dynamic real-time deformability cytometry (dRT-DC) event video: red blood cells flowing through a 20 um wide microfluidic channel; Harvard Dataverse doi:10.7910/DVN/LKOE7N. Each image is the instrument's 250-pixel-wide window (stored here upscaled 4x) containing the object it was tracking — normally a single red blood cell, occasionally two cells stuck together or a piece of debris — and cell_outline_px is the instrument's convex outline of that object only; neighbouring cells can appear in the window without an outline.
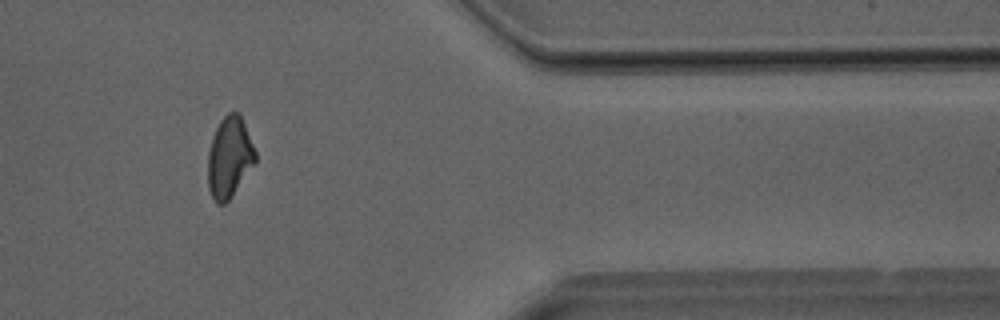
{"species": "Egyptian fruit bat (a non-hibernating species)", "species_latin": "Rousettus aegyptiacus", "temperature_condition": "room temperature", "stored_images_in_passage": 33, "camera_frame_rate_fps": 3000, "um_per_image_px": 0.085, "animal": {"sex": "male"}, "frame": {"image": 1, "passage_image": 28, "time_ms": 9.0, "image_size_px": [1000, 320], "cell_outline_px": [[256, 164], [228, 200], [224, 204], [216, 204], [208, 188], [208, 152], [212, 136], [220, 120], [228, 112], [240, 112], [256, 152]], "centroid_in_image_um": [19.51, 13.36], "position_along_channel_um": 391.9, "area_um2": 22.54}}